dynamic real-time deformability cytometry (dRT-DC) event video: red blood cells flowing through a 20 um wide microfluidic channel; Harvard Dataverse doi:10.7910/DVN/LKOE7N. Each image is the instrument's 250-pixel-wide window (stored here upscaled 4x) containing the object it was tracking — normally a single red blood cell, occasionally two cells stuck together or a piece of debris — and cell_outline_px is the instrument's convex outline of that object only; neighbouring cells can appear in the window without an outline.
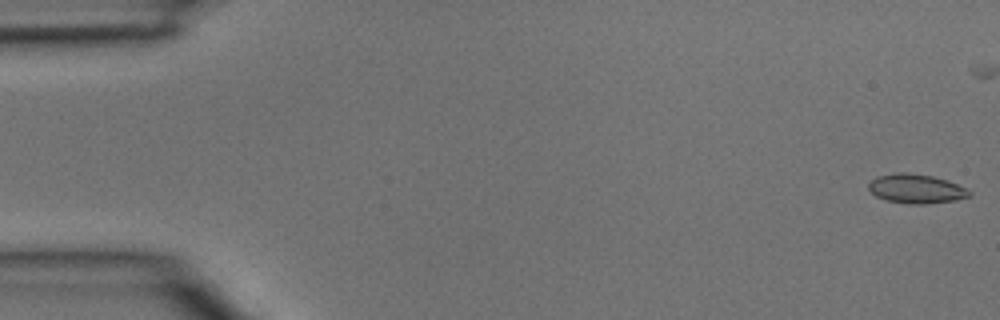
{"species": "common noctule bat (a hibernating species)", "species_latin": "Nyctalus noctula", "temperature_condition": "room temperature", "stored_images_in_passage": 4, "camera_frame_rate_fps": 3000, "um_per_image_px": 0.085, "animal": {"sex": "male", "body_mass_g": 15.6}, "frame": {"image": 1, "passage_image": 1, "time_ms": 0.0, "image_size_px": [1000, 320], "cell_outline_px": [[972, 196], [956, 200], [924, 204], [908, 204], [884, 200], [876, 196], [868, 188], [868, 184], [876, 176], [896, 172], [908, 172], [932, 176], [948, 180], [968, 188], [972, 192]], "centroid_in_image_um": [77.9, 16.04], "position_along_channel_um": 7.1, "area_um2": 17.46}}
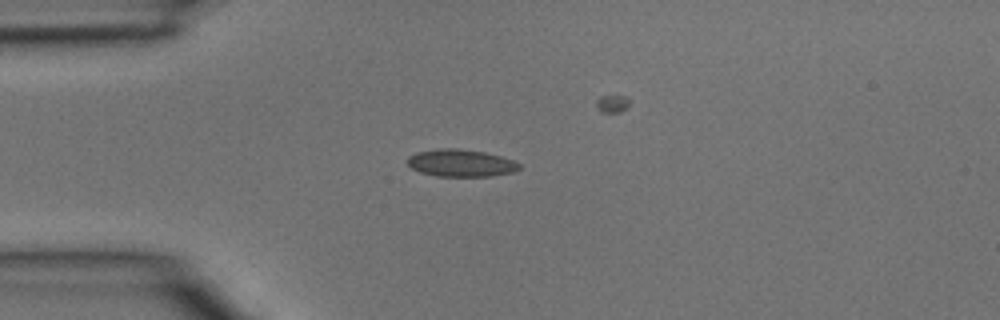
{"frame": {"image": 2, "passage_image": 4, "time_ms": 1.0, "image_size_px": [1000, 320], "cell_outline_px": [[520, 168], [512, 172], [488, 176], [436, 176], [420, 172], [412, 168], [408, 164], [408, 156], [416, 152], [436, 148], [456, 148], [484, 152], [500, 156], [512, 160], [520, 164]], "centroid_in_image_um": [39.13, 13.85], "position_along_channel_um": 45.9, "area_um2": 17.69}}